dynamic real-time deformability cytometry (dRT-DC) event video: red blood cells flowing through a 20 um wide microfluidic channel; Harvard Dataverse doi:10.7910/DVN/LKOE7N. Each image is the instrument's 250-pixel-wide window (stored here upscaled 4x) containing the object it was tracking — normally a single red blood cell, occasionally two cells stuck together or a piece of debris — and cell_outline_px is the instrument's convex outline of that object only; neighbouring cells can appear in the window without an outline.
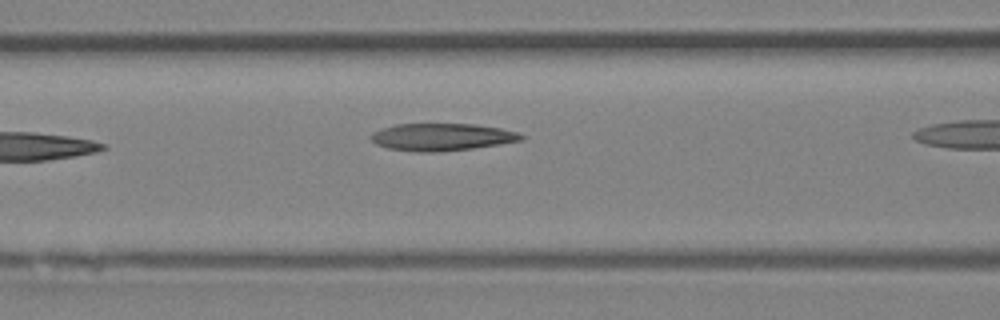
{"species": "Egyptian fruit bat (a non-hibernating species)", "species_latin": "Rousettus aegyptiacus", "temperature_condition": "room temperature", "stored_images_in_passage": 7, "camera_frame_rate_fps": 3000, "um_per_image_px": 0.085, "animal": {"sex": "female"}, "frame": {"image": 1, "passage_image": 7, "time_ms": 7.0, "image_size_px": [1000, 320], "cell_outline_px": [[524, 140], [472, 148], [440, 152], [416, 152], [388, 148], [376, 144], [368, 136], [372, 132], [396, 124], [472, 124], [500, 128], [516, 132], [524, 136]], "centroid_in_image_um": [37.52, 11.65], "position_along_channel_um": 129.1, "area_um2": 23.81}}